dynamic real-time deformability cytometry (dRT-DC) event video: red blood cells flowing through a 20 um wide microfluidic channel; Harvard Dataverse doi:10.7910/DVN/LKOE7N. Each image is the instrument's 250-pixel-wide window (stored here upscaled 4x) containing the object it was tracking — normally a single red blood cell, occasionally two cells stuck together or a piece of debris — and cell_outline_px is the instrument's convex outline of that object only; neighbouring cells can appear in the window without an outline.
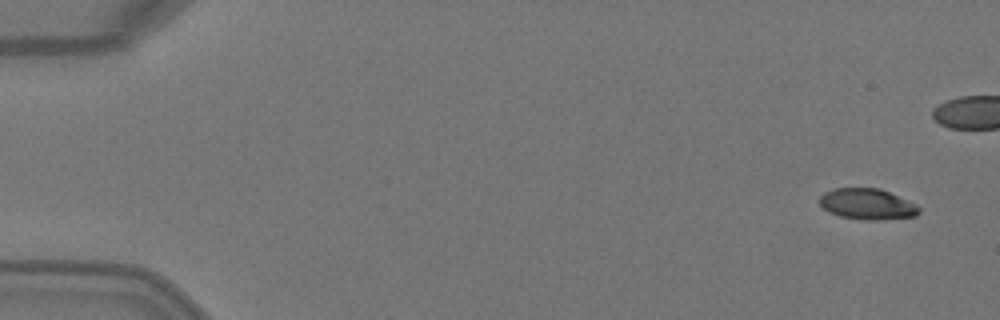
{"species": "Egyptian fruit bat (a non-hibernating species)", "species_latin": "Rousettus aegyptiacus", "temperature_condition": "warm", "stored_images_in_passage": 2, "camera_frame_rate_fps": 3000, "um_per_image_px": 0.085, "animal": {"sex": "female"}, "frame": {"image": 1, "passage_image": 1, "time_ms": 0.0, "image_size_px": [1000, 320], "cell_outline_px": [[920, 212], [916, 216], [876, 220], [860, 220], [840, 216], [828, 212], [820, 204], [820, 196], [824, 192], [836, 188], [880, 188], [916, 204], [920, 208]], "centroid_in_image_um": [73.72, 17.35], "position_along_channel_um": 11.3, "area_um2": 17.92}}